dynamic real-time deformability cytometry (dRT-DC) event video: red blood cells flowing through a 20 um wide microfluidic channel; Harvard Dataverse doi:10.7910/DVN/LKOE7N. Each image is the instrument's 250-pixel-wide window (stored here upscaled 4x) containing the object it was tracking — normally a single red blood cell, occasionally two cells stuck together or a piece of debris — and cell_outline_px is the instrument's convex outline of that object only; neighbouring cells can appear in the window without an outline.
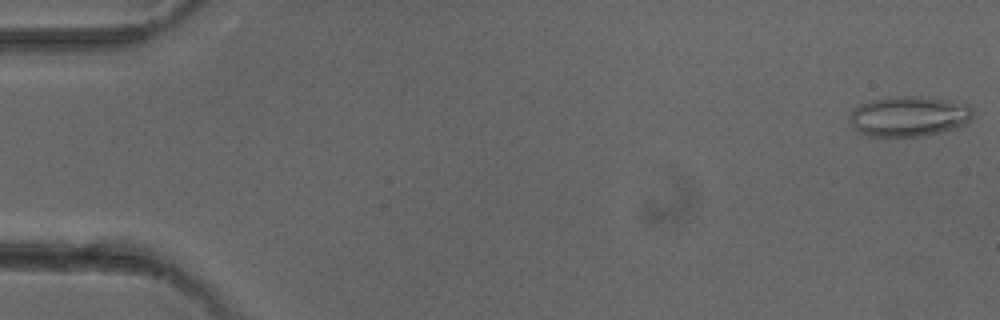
{"species": "common noctule bat (a hibernating species)", "species_latin": "Nyctalus noctula", "temperature_condition": "cold", "stored_images_in_passage": 4, "camera_frame_rate_fps": 3000, "um_per_image_px": 0.085, "animal": {"sex": "female"}, "frame": {"image": 1, "passage_image": 1, "time_ms": 0.0, "image_size_px": [1000, 320], "cell_outline_px": [[972, 116], [964, 124], [940, 132], [924, 136], [868, 136], [860, 132], [852, 124], [852, 108], [860, 104], [872, 100], [892, 96], [920, 96], [948, 100], [968, 104], [972, 108]], "centroid_in_image_um": [77.27, 9.87], "position_along_channel_um": 7.7, "area_um2": 28.61}}